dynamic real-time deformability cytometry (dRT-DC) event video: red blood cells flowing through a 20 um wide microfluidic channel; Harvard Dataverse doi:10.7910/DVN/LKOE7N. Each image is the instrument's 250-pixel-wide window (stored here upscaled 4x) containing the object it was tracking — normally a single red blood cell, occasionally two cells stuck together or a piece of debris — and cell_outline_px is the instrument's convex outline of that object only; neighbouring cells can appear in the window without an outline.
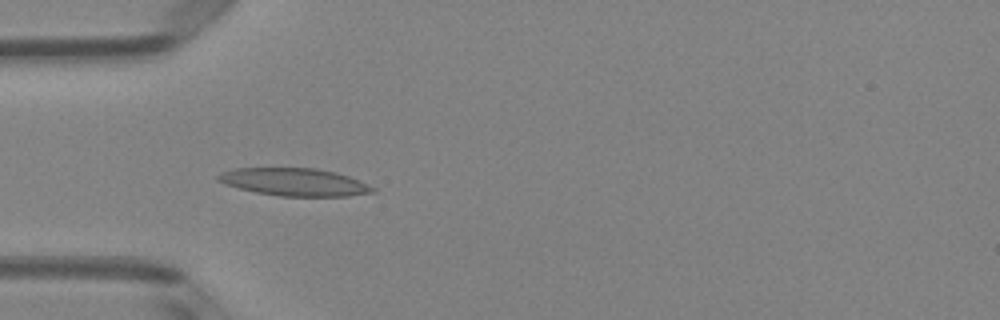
{"species": "Egyptian fruit bat (a non-hibernating species)", "species_latin": "Rousettus aegyptiacus", "temperature_condition": "room temperature", "stored_images_in_passage": 6, "camera_frame_rate_fps": 3000, "um_per_image_px": 0.085, "animal": {"sex": "female"}, "frame": {"image": 1, "passage_image": 4, "time_ms": 1.0, "image_size_px": [1000, 320], "cell_outline_px": [[376, 192], [348, 196], [280, 196], [256, 192], [224, 184], [216, 180], [216, 176], [224, 172], [236, 168], [316, 168], [336, 172], [348, 176], [376, 188]], "centroid_in_image_um": [25.04, 15.47], "position_along_channel_um": 60.0, "area_um2": 24.8}}
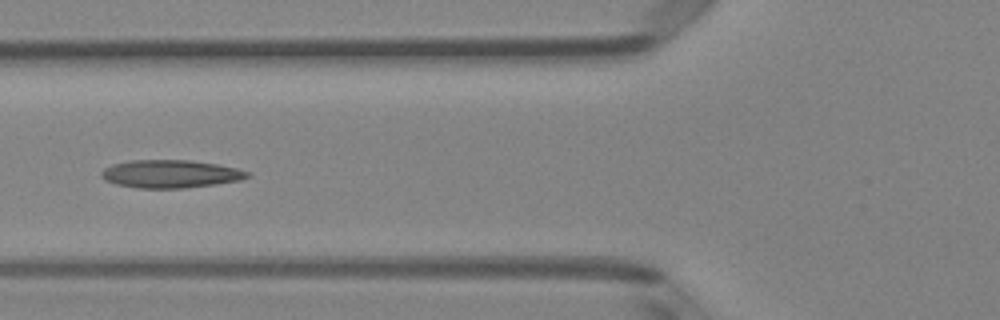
{"frame": {"image": 2, "passage_image": 5, "time_ms": 1.333, "image_size_px": [1000, 320], "cell_outline_px": [[252, 176], [240, 180], [216, 184], [184, 188], [136, 188], [116, 184], [104, 180], [100, 176], [100, 172], [104, 168], [112, 164], [132, 160], [192, 160], [216, 164], [236, 168], [252, 172]], "centroid_in_image_um": [14.49, 14.78], "position_along_channel_um": 111.3, "area_um2": 23.99}}
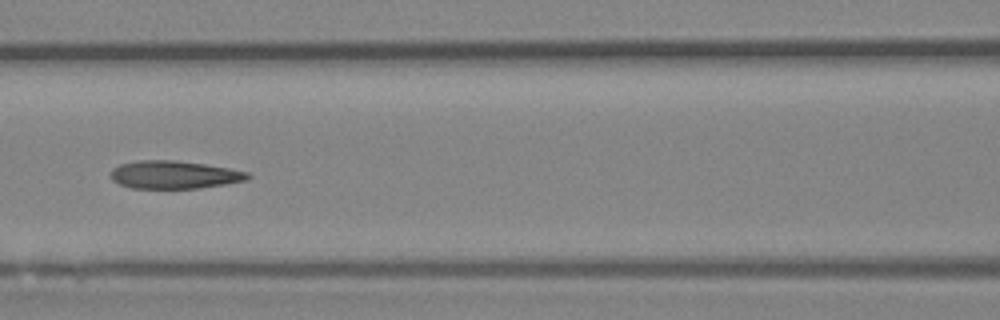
{"frame": {"image": 3, "passage_image": 6, "time_ms": 1.667, "image_size_px": [1000, 320], "cell_outline_px": [[252, 176], [248, 180], [200, 188], [132, 188], [120, 184], [112, 180], [112, 168], [120, 164], [140, 160], [176, 160], [204, 164], [228, 168], [248, 172]], "centroid_in_image_um": [14.83, 14.85], "position_along_channel_um": 151.8, "area_um2": 22.2}}